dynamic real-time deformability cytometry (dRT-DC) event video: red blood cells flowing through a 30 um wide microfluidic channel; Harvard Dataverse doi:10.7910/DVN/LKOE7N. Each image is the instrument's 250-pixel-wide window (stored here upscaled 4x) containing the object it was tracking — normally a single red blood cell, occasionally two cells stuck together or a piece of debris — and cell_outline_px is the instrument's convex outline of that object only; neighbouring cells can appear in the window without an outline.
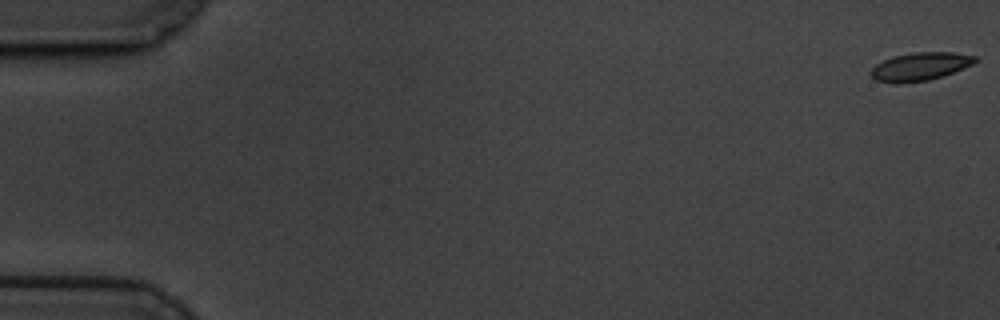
{"species": "common noctule bat (a hibernating species)", "species_latin": "Nyctalus noctula", "temperature_condition": "cold", "stored_images_in_passage": 18, "camera_frame_rate_fps": 3000, "um_per_image_px": 0.085, "animal": {"sex": "male", "body_mass_g": 19.5, "forearm_length_mm": 54.6}, "frame": {"image": 1, "passage_image": 1, "time_ms": 0.0, "image_size_px": [1000, 320], "cell_outline_px": [[976, 60], [972, 64], [952, 72], [928, 80], [900, 84], [896, 84], [876, 80], [868, 72], [876, 64], [892, 56], [912, 52], [952, 52], [976, 56]], "centroid_in_image_um": [78.14, 5.65], "position_along_channel_um": 6.9, "area_um2": 16.99}}
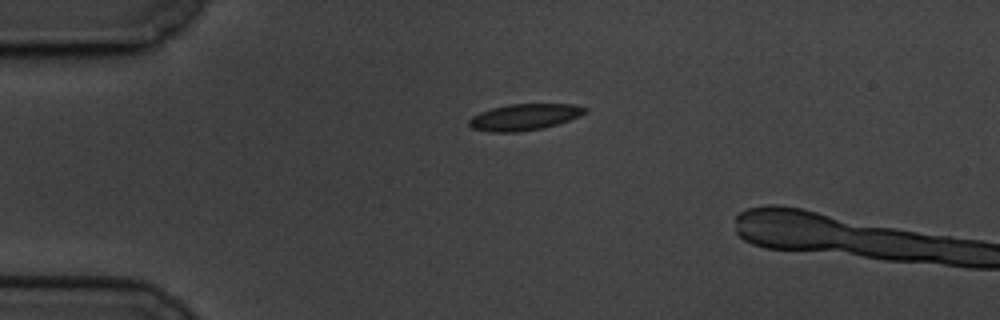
{"frame": {"image": 2, "passage_image": 15, "time_ms": 4.667, "image_size_px": [1000, 320], "cell_outline_px": [[588, 112], [580, 116], [556, 124], [540, 128], [516, 132], [488, 132], [472, 128], [468, 124], [468, 120], [472, 116], [480, 112], [492, 108], [508, 104], [576, 104], [588, 108]], "centroid_in_image_um": [44.57, 9.94], "position_along_channel_um": 40.4, "area_um2": 17.8}}